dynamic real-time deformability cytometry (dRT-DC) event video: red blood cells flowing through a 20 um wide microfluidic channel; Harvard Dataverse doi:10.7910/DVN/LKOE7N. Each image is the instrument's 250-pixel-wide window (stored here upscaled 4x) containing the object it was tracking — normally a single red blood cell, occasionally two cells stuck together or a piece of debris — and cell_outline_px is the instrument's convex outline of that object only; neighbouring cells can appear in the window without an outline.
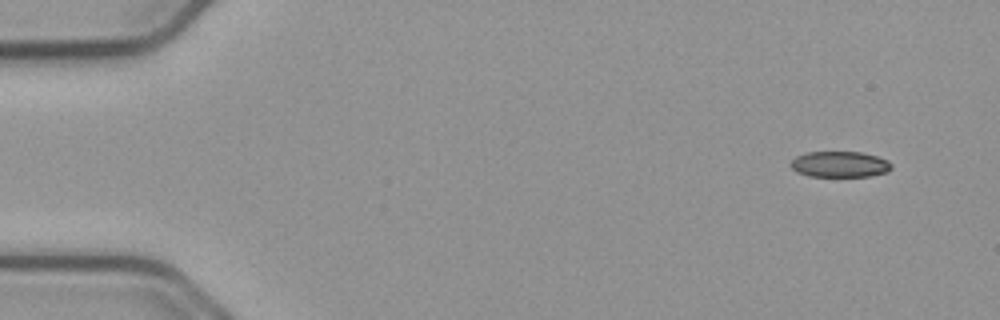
{"species": "common noctule bat (a hibernating species)", "species_latin": "Nyctalus noctula", "temperature_condition": "cold", "stored_images_in_passage": 52, "camera_frame_rate_fps": 3000, "um_per_image_px": 0.085, "animal": {"sex": "male", "body_mass_g": 23.1, "forearm_length_mm": 52.7}, "frame": {"image": 1, "passage_image": 1, "time_ms": 0.0, "image_size_px": [1000, 320], "cell_outline_px": [[892, 168], [888, 172], [868, 176], [808, 176], [796, 172], [788, 164], [796, 156], [804, 152], [860, 152], [876, 156], [888, 160], [892, 164]], "centroid_in_image_um": [71.36, 13.96], "position_along_channel_um": 13.6, "area_um2": 15.32}}
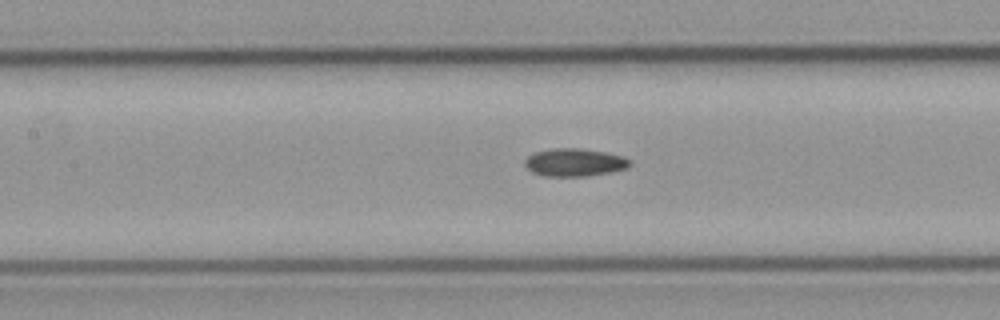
{"frame": {"image": 2, "passage_image": 22, "time_ms": 7.0, "image_size_px": [1000, 320], "cell_outline_px": [[632, 164], [628, 168], [608, 172], [584, 176], [544, 176], [532, 172], [524, 164], [524, 160], [528, 156], [536, 152], [552, 148], [580, 148], [604, 152], [624, 156]], "centroid_in_image_um": [48.82, 13.8], "position_along_channel_um": 158.6, "area_um2": 16.94}}
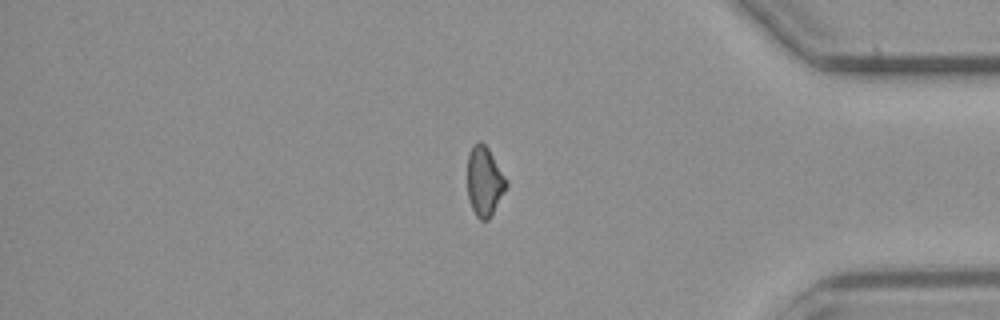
{"frame": {"image": 3, "passage_image": 43, "time_ms": 14.0, "image_size_px": [1000, 320], "cell_outline_px": [[508, 184], [488, 220], [480, 220], [476, 216], [472, 208], [468, 196], [468, 152], [472, 144], [480, 140], [488, 148], [508, 180]], "centroid_in_image_um": [41.17, 15.37], "position_along_channel_um": 394.0, "area_um2": 15.66}, "authors_computed_cell_mechanics": {"area_um2": 16.3285, "velocity_mm_per_s": 3.7528, "shape_relaxation_time_tau1_ms": null, "shape_relaxation_time_tau2_ms": 4.6646, "deformation_change_tau1": null, "deformation_change_tau2": 0.1013}}